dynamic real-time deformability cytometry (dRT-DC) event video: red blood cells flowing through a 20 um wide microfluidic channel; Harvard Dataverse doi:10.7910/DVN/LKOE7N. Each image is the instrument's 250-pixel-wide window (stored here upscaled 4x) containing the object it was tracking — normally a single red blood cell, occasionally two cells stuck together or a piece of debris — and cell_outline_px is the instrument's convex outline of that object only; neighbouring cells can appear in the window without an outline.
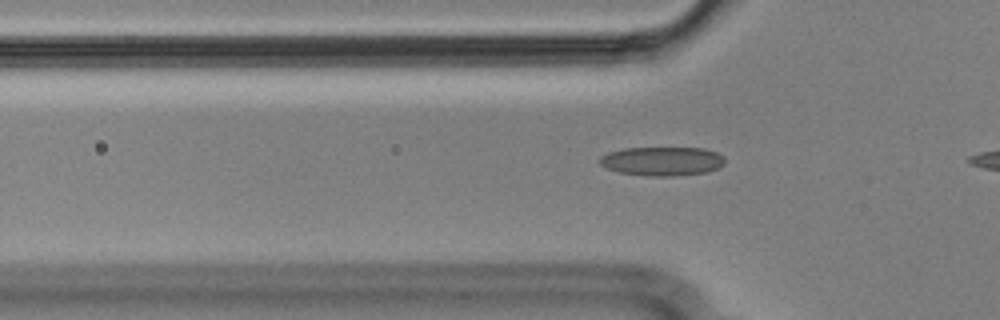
{"species": "Egyptian fruit bat (a non-hibernating species)", "species_latin": "Rousettus aegyptiacus", "temperature_condition": "cold", "stored_images_in_passage": 34, "camera_frame_rate_fps": 3000, "um_per_image_px": 0.085, "animal": {"sex": "male"}, "frame": {"image": 1, "passage_image": 10, "time_ms": 3.0, "image_size_px": [1000, 320], "cell_outline_px": [[724, 164], [708, 172], [676, 176], [648, 176], [620, 172], [608, 168], [600, 164], [600, 156], [608, 152], [624, 148], [704, 148], [716, 152], [724, 160]], "centroid_in_image_um": [56.27, 13.7], "position_along_channel_um": 69.5, "area_um2": 20.98}}
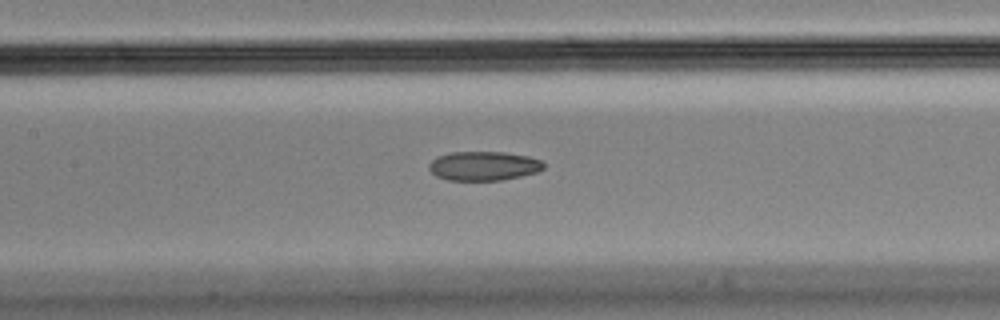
{"frame": {"image": 2, "passage_image": 18, "time_ms": 5.667, "image_size_px": [1000, 320], "cell_outline_px": [[544, 168], [536, 172], [520, 176], [500, 180], [448, 180], [436, 176], [428, 168], [428, 164], [436, 156], [452, 152], [504, 152], [528, 156], [540, 160], [544, 164]], "centroid_in_image_um": [41.08, 14.1], "position_along_channel_um": 166.3, "area_um2": 19.42}}
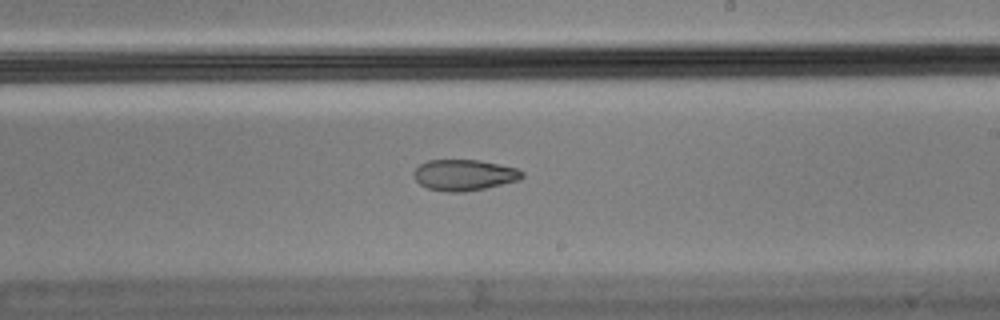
{"frame": {"image": 3, "passage_image": 25, "time_ms": 8.0, "image_size_px": [1000, 320], "cell_outline_px": [[524, 176], [520, 180], [484, 188], [464, 192], [444, 192], [428, 188], [420, 184], [416, 180], [412, 172], [420, 164], [428, 160], [480, 160], [516, 168], [524, 172]], "centroid_in_image_um": [39.45, 14.88], "position_along_channel_um": 249.6, "area_um2": 19.59}}